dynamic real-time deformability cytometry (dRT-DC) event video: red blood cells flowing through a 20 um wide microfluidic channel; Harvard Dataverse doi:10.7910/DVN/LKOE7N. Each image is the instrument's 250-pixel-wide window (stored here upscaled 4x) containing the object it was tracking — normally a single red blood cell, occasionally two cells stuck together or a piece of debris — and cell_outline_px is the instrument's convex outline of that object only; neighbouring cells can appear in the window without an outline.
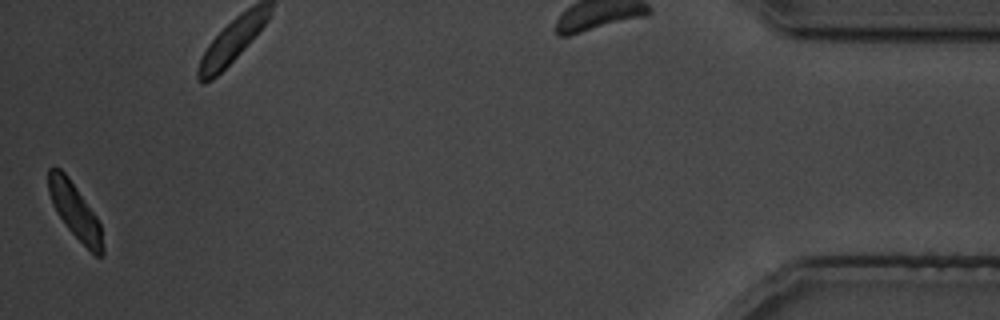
{"species": "common noctule bat (a hibernating species)", "species_latin": "Nyctalus noctula", "temperature_condition": "cold", "stored_images_in_passage": 29, "camera_frame_rate_fps": 3000, "um_per_image_px": 0.085, "animal": {"sex": "male", "body_mass_g": 19.5, "forearm_length_mm": 54.6}, "frame": {"image": 1, "passage_image": 29, "time_ms": 34.667, "image_size_px": [1000, 320], "cell_outline_px": [[104, 256], [96, 256], [68, 228], [56, 212], [52, 204], [48, 192], [48, 168], [60, 168], [68, 176], [96, 216], [100, 224], [104, 248]], "centroid_in_image_um": [6.36, 17.93], "position_along_channel_um": 428.8, "area_um2": 17.22}}